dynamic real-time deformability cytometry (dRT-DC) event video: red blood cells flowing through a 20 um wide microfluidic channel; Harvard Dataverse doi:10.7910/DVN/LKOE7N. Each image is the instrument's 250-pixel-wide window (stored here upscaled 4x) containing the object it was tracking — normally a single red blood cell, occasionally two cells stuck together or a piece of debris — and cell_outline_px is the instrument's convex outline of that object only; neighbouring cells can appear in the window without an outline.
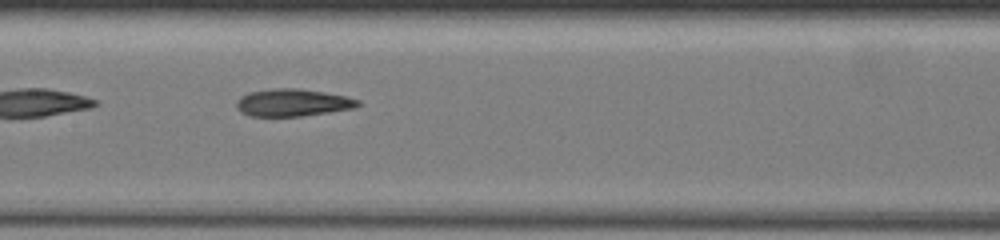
{"species": "common noctule bat (a hibernating species)", "species_latin": "Nyctalus noctula", "temperature_condition": "warm", "stored_images_in_passage": 19, "camera_frame_rate_fps": 3000, "um_per_image_px": 0.085, "animal": {"sex": "female", "body_mass_g": 19.5, "forearm_length_mm": 54.1}, "frame": {"image": 1, "passage_image": 9, "time_ms": 2.667, "image_size_px": [1000, 240], "cell_outline_px": [[360, 104], [356, 108], [300, 116], [248, 116], [240, 112], [236, 108], [236, 100], [240, 96], [248, 92], [272, 88], [300, 88], [324, 92], [344, 96], [360, 100]], "centroid_in_image_um": [24.83, 8.72], "position_along_channel_um": 182.6, "area_um2": 19.54}}